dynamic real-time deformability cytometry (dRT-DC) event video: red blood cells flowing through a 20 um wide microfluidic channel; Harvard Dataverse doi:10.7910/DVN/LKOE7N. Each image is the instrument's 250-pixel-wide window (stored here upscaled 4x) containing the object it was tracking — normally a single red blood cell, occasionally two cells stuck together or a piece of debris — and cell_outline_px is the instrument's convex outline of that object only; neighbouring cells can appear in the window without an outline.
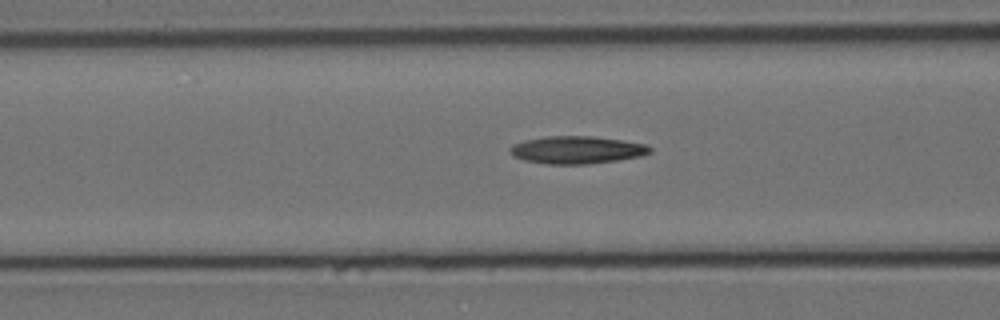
{"species": "Egyptian fruit bat (a non-hibernating species)", "species_latin": "Rousettus aegyptiacus", "temperature_condition": "cold", "stored_images_in_passage": 14, "camera_frame_rate_fps": 3000, "um_per_image_px": 0.085, "animal": {"sex": "female"}, "frame": {"image": 1, "passage_image": 7, "time_ms": 2.0, "image_size_px": [1000, 320], "cell_outline_px": [[652, 152], [640, 156], [616, 160], [588, 164], [548, 164], [524, 160], [512, 156], [508, 152], [508, 148], [512, 144], [524, 140], [544, 136], [592, 136], [648, 144], [652, 148]], "centroid_in_image_um": [48.99, 12.73], "position_along_channel_um": 117.6, "area_um2": 22.66}}
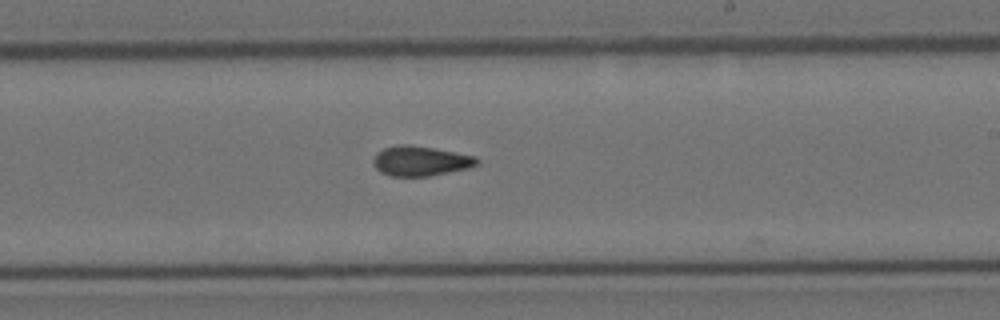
{"frame": {"image": 2, "passage_image": 13, "time_ms": 4.0, "image_size_px": [1000, 320], "cell_outline_px": [[480, 164], [468, 168], [428, 176], [388, 176], [380, 172], [372, 164], [372, 160], [376, 152], [384, 148], [396, 144], [408, 144], [432, 148], [476, 156], [480, 160]], "centroid_in_image_um": [35.71, 13.68], "position_along_channel_um": 253.3, "area_um2": 18.21}}